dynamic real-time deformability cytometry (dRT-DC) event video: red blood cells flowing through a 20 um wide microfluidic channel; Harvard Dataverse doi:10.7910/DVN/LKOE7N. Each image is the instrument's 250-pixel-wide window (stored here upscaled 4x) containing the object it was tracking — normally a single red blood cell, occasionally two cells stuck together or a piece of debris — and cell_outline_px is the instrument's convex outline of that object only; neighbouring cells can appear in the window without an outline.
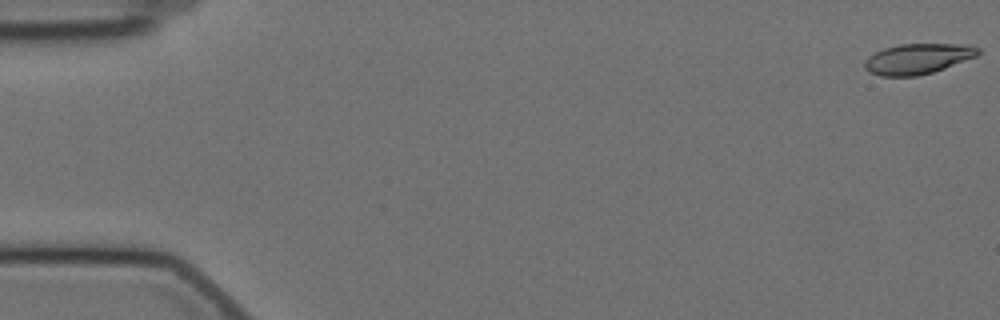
{"species": "Egyptian fruit bat (a non-hibernating species)", "species_latin": "Rousettus aegyptiacus", "temperature_condition": "cold", "stored_images_in_passage": 58, "camera_frame_rate_fps": 3000, "um_per_image_px": 0.085, "animal": {"sex": "female"}, "frame": {"image": 1, "passage_image": 1, "time_ms": 0.0, "image_size_px": [1000, 320], "cell_outline_px": [[980, 52], [976, 56], [944, 68], [932, 72], [916, 76], [880, 76], [868, 72], [864, 68], [864, 60], [868, 56], [884, 48], [900, 44], [968, 44], [980, 48]], "centroid_in_image_um": [77.98, 4.99], "position_along_channel_um": 7.0, "area_um2": 20.11}}
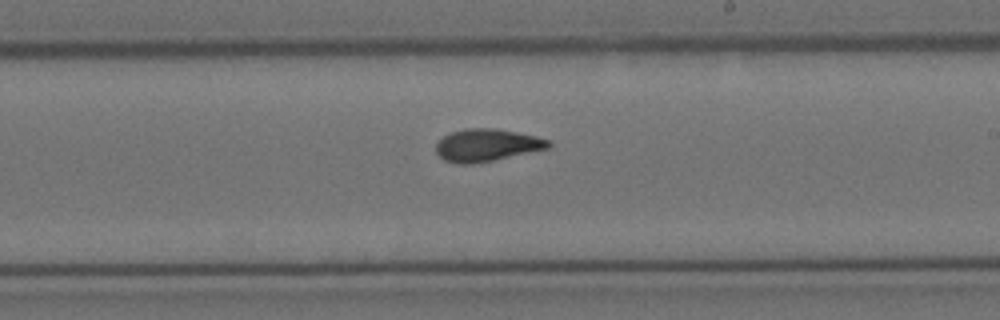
{"frame": {"image": 2, "passage_image": 34, "time_ms": 11.0, "image_size_px": [1000, 320], "cell_outline_px": [[552, 148], [472, 164], [460, 164], [444, 160], [436, 152], [436, 144], [444, 136], [452, 132], [464, 128], [496, 128], [536, 136], [552, 140]], "centroid_in_image_um": [41.43, 12.33], "position_along_channel_um": 247.6, "area_um2": 21.33}}
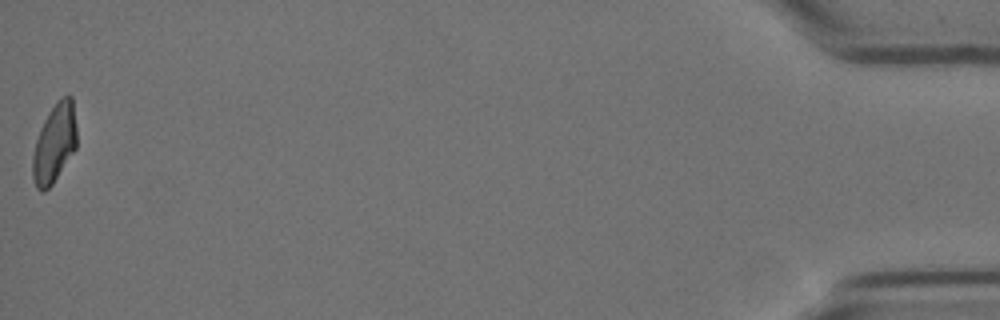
{"frame": {"image": 3, "passage_image": 58, "time_ms": 19.0, "image_size_px": [1000, 320], "cell_outline_px": [[76, 148], [52, 184], [44, 192], [40, 192], [36, 188], [32, 176], [32, 156], [36, 140], [40, 128], [48, 112], [56, 100], [60, 96], [68, 92], [72, 96], [76, 128]], "centroid_in_image_um": [4.62, 12.14], "position_along_channel_um": 430.6, "area_um2": 20.52}, "authors_computed_cell_mechanics": {"area_um2": 20.8369, "velocity_mm_per_s": 3.4987, "shape_relaxation_time_tau1_ms": 7.7275, "shape_relaxation_time_tau2_ms": 2.9443, "deformation_change_tau1": 0.1991, "deformation_change_tau2": 0.0824}}